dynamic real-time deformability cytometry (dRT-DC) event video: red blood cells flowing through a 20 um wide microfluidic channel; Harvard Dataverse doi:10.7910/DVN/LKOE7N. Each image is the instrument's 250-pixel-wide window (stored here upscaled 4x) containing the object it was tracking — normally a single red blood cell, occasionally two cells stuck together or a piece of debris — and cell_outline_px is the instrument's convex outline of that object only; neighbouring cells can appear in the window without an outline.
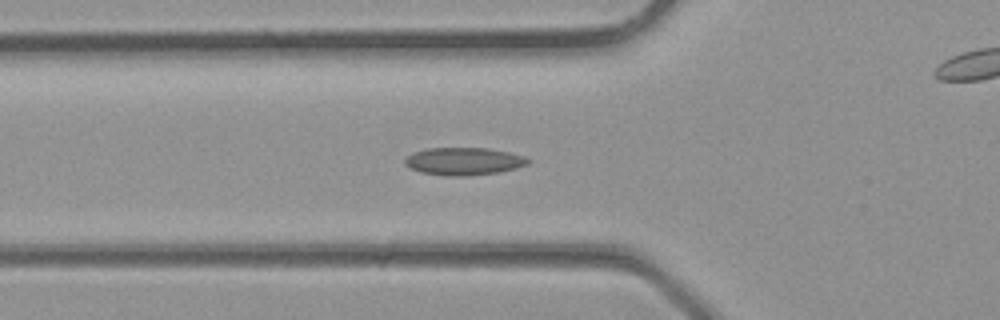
{"species": "common noctule bat (a hibernating species)", "species_latin": "Nyctalus noctula", "temperature_condition": "room temperature", "stored_images_in_passage": 25, "camera_frame_rate_fps": 3000, "um_per_image_px": 0.085, "animal": {"sex": "male", "body_mass_g": 23.1, "forearm_length_mm": 52.7}, "frame": {"image": 1, "passage_image": 7, "time_ms": 2.0, "image_size_px": [1000, 320], "cell_outline_px": [[532, 160], [528, 164], [516, 168], [496, 172], [464, 176], [444, 176], [420, 172], [404, 164], [404, 160], [412, 152], [428, 148], [488, 148], [508, 152], [524, 156]], "centroid_in_image_um": [39.41, 13.7], "position_along_channel_um": 86.4, "area_um2": 19.77}}
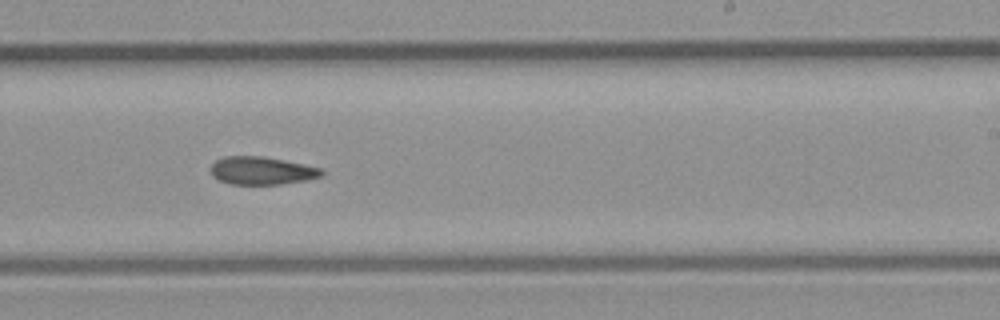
{"frame": {"image": 2, "passage_image": 16, "time_ms": 5.0, "image_size_px": [1000, 320], "cell_outline_px": [[324, 176], [308, 180], [280, 184], [232, 184], [220, 180], [212, 176], [212, 164], [216, 160], [224, 156], [264, 156], [324, 168]], "centroid_in_image_um": [22.32, 14.5], "position_along_channel_um": 266.7, "area_um2": 18.15}}
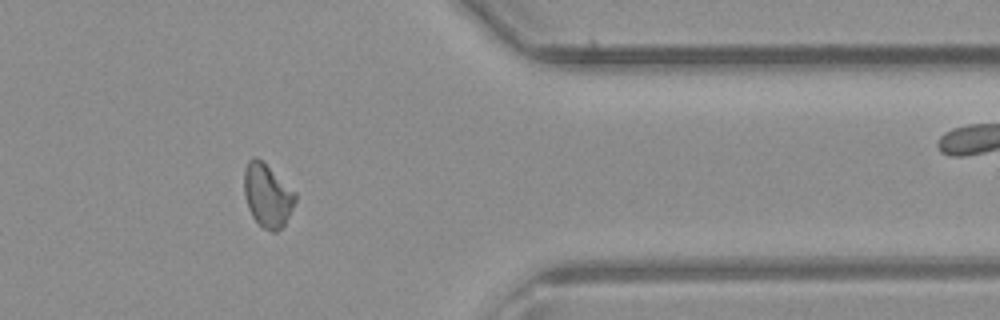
{"frame": {"image": 3, "passage_image": 23, "time_ms": 7.333, "image_size_px": [1000, 320], "cell_outline_px": [[296, 200], [284, 224], [276, 232], [272, 232], [264, 228], [252, 216], [248, 208], [244, 196], [244, 168], [248, 160], [256, 156], [296, 192]], "centroid_in_image_um": [22.71, 16.6], "position_along_channel_um": 388.7, "area_um2": 18.61}}